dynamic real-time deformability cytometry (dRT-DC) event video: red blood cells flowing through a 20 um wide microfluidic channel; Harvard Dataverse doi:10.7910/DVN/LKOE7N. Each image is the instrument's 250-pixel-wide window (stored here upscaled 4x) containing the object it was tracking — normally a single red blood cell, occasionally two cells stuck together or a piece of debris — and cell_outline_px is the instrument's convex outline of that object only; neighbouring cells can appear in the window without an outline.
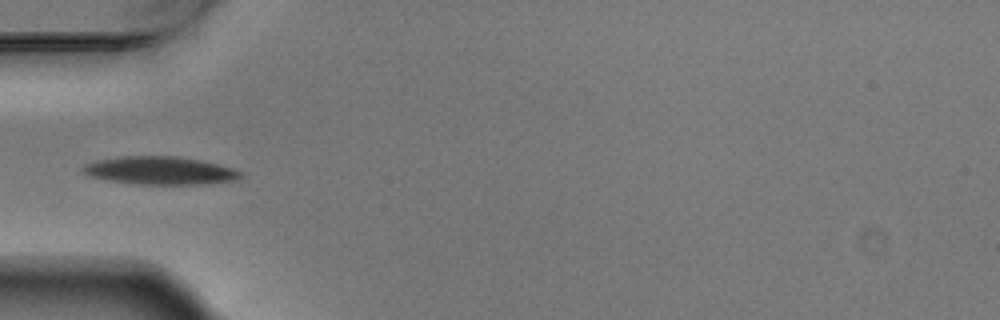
{"species": "Egyptian fruit bat (a non-hibernating species)", "species_latin": "Rousettus aegyptiacus", "temperature_condition": "warm", "stored_images_in_passage": 6, "camera_frame_rate_fps": 3000, "um_per_image_px": 0.085, "animal": {"sex": "male"}, "frame": {"image": 1, "passage_image": 6, "time_ms": 1.667, "image_size_px": [1000, 320], "cell_outline_px": [[244, 176], [236, 180], [204, 184], [140, 184], [108, 180], [88, 176], [80, 168], [84, 164], [96, 160], [120, 156], [176, 156], [200, 160], [232, 168], [244, 172]], "centroid_in_image_um": [13.6, 14.49], "position_along_channel_um": 71.4, "area_um2": 25.78}}